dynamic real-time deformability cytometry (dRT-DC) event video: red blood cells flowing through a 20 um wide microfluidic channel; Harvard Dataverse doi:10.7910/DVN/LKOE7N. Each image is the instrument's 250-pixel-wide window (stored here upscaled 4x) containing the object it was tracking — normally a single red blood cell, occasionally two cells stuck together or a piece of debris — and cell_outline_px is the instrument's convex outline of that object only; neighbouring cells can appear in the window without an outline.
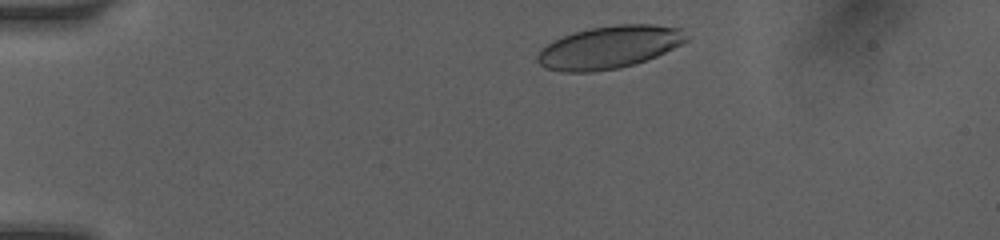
{"species": "human", "species_latin": "Homo sapiens", "temperature_condition": "room temperature", "stored_images_in_passage": 45, "camera_frame_rate_fps": 3000, "um_per_image_px": 0.085, "donor": {"sex": "female"}, "frame": {"image": 1, "passage_image": 3, "time_ms": 0.667, "image_size_px": [1000, 240], "cell_outline_px": [[688, 40], [656, 56], [620, 68], [592, 72], [564, 72], [548, 68], [540, 64], [536, 60], [536, 56], [540, 48], [552, 40], [576, 32], [592, 28], [616, 24], [652, 24], [680, 28], [688, 36]], "centroid_in_image_um": [51.75, 4.01], "position_along_channel_um": 33.2, "area_um2": 36.76}}
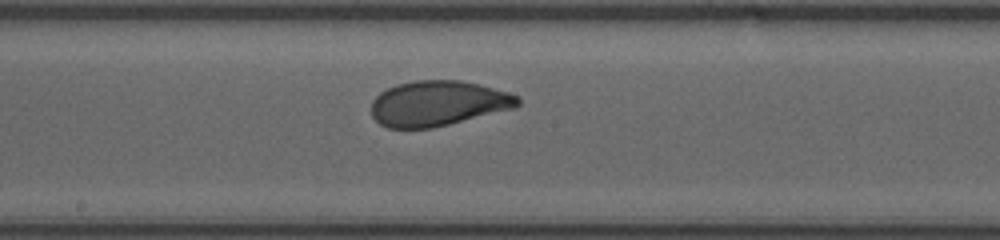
{"frame": {"image": 2, "passage_image": 25, "time_ms": 6.667, "image_size_px": [1000, 240], "cell_outline_px": [[520, 104], [516, 108], [432, 128], [388, 128], [380, 124], [372, 116], [372, 100], [380, 92], [396, 84], [416, 80], [460, 80], [492, 88], [520, 96]], "centroid_in_image_um": [37.23, 8.79], "position_along_channel_um": 211.0, "area_um2": 38.55}}
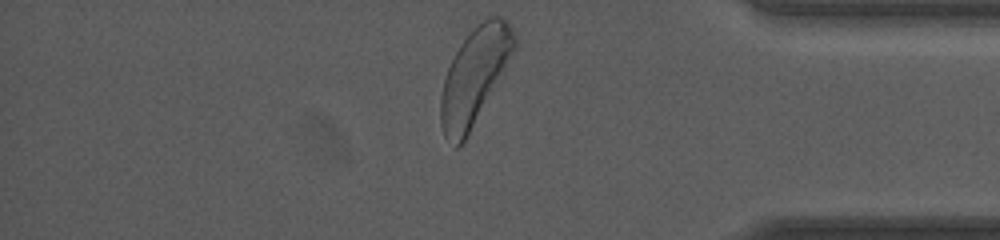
{"frame": {"image": 3, "passage_image": 44, "time_ms": 11.667, "image_size_px": [1000, 240], "cell_outline_px": [[516, 48], [504, 72], [464, 140], [456, 148], [444, 136], [440, 124], [440, 96], [444, 80], [448, 68], [460, 44], [472, 28], [488, 16], [504, 16], [508, 20], [516, 36]], "centroid_in_image_um": [40.35, 6.42], "position_along_channel_um": 394.9, "area_um2": 41.04}, "authors_computed_cell_mechanics": {"area_um2": 38.3214, "velocity_mm_per_s": 4.0844, "shape_relaxation_time_tau1_ms": 2.2444, "shape_relaxation_time_tau2_ms": 0.7903, "deformation_change_tau1": 0.1202, "deformation_change_tau2": 0.0557}}